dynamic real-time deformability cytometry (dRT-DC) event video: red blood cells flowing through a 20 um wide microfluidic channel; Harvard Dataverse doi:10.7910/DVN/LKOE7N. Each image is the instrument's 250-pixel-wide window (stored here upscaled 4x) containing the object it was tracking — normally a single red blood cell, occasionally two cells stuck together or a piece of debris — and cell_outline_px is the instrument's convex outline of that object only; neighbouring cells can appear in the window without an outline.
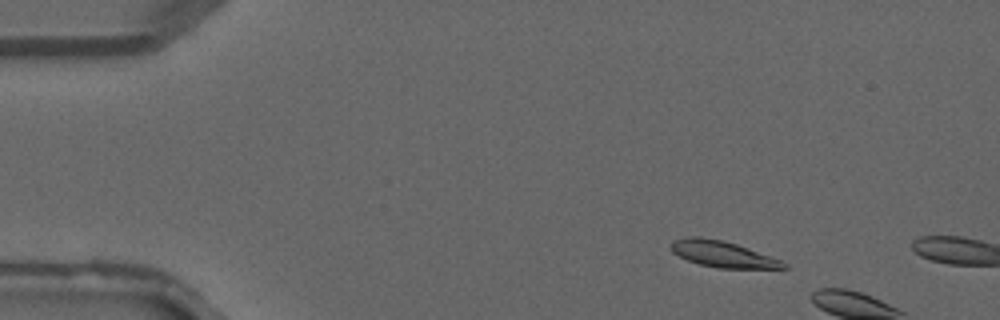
{"species": "common noctule bat (a hibernating species)", "species_latin": "Nyctalus noctula", "temperature_condition": "warm", "stored_images_in_passage": 7, "camera_frame_rate_fps": 3000, "um_per_image_px": 0.085, "animal": {"sex": "male", "forearm_length_mm": 52.5}, "frame": {"image": 1, "passage_image": 5, "time_ms": 1.333, "image_size_px": [1000, 320], "cell_outline_px": [[788, 268], [716, 268], [700, 264], [688, 260], [672, 252], [668, 248], [672, 240], [688, 236], [700, 236], [724, 240], [748, 248], [780, 260], [788, 264]], "centroid_in_image_um": [61.36, 21.58], "position_along_channel_um": 23.6, "area_um2": 17.22}}